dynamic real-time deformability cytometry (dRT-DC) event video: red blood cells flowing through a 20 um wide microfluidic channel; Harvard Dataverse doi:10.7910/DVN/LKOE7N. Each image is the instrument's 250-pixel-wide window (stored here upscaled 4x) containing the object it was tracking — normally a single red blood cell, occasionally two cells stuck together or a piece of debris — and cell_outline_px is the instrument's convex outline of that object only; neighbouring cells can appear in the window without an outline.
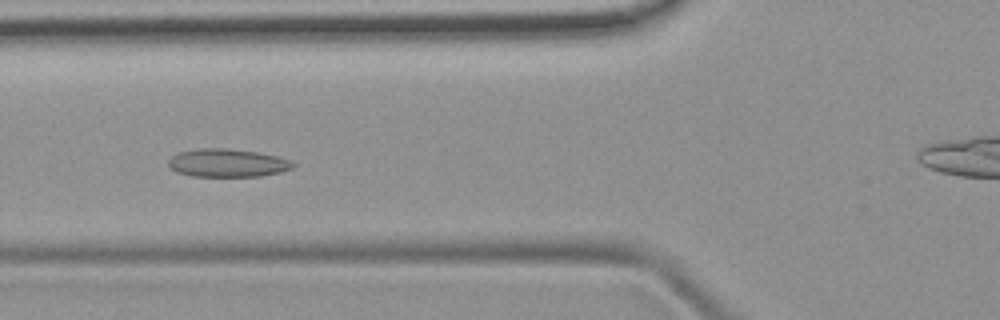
{"species": "common noctule bat (a hibernating species)", "species_latin": "Nyctalus noctula", "temperature_condition": "room temperature", "stored_images_in_passage": 37, "camera_frame_rate_fps": 3000, "um_per_image_px": 0.085, "animal": {"sex": "female", "body_mass_g": 19.9}, "frame": {"image": 1, "passage_image": 6, "time_ms": 1.667, "image_size_px": [1000, 320], "cell_outline_px": [[296, 164], [292, 168], [280, 172], [260, 176], [192, 176], [176, 172], [168, 164], [168, 160], [172, 156], [180, 152], [200, 148], [228, 148], [256, 152], [276, 156], [288, 160]], "centroid_in_image_um": [19.31, 13.85], "position_along_channel_um": 106.5, "area_um2": 20.23}}
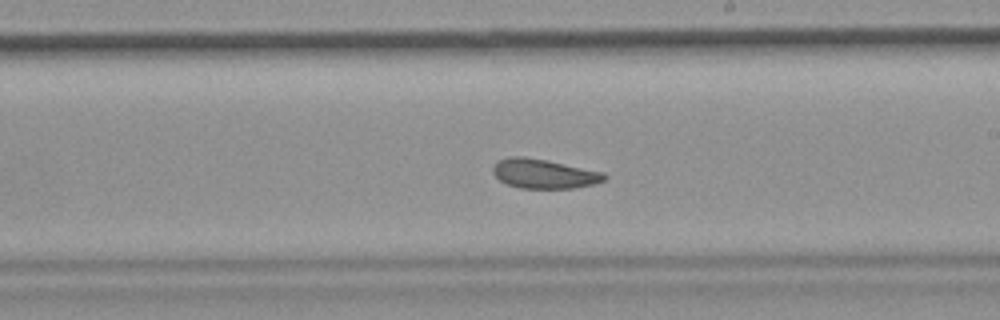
{"frame": {"image": 2, "passage_image": 16, "time_ms": 5.0, "image_size_px": [1000, 320], "cell_outline_px": [[608, 176], [604, 180], [596, 184], [572, 188], [520, 188], [508, 184], [500, 180], [492, 172], [492, 168], [500, 160], [508, 156], [524, 156], [548, 160], [604, 172]], "centroid_in_image_um": [46.26, 14.76], "position_along_channel_um": 242.7, "area_um2": 19.13}}
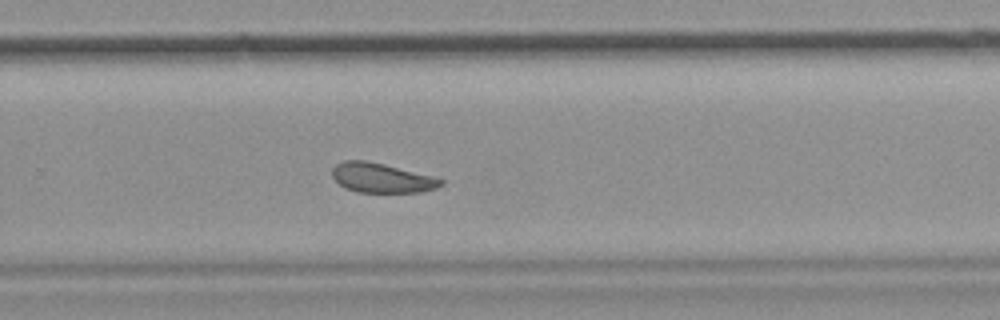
{"frame": {"image": 3, "passage_image": 20, "time_ms": 6.333, "image_size_px": [1000, 320], "cell_outline_px": [[444, 184], [436, 188], [420, 192], [356, 192], [344, 188], [332, 176], [332, 168], [336, 164], [344, 160], [368, 160], [432, 176], [444, 180]], "centroid_in_image_um": [32.42, 15.12], "position_along_channel_um": 297.4, "area_um2": 18.73}}